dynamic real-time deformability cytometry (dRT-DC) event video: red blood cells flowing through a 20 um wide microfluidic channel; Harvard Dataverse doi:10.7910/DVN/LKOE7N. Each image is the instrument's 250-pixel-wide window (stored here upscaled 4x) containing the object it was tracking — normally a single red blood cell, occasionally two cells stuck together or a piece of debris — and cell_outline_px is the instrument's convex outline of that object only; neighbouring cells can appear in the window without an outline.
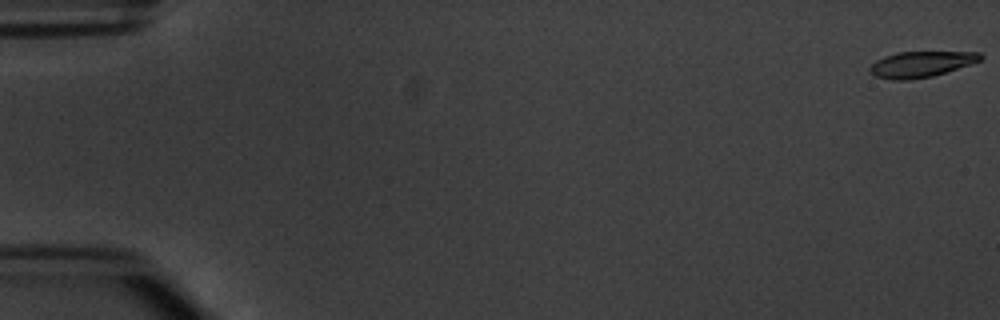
{"species": "common noctule bat (a hibernating species)", "species_latin": "Nyctalus noctula", "temperature_condition": "warm", "stored_images_in_passage": 6, "camera_frame_rate_fps": 3000, "um_per_image_px": 0.085, "animal": {"sex": "male", "body_mass_g": 20.1, "forearm_length_mm": 53.5}, "frame": {"image": 1, "passage_image": 1, "time_ms": 0.0, "image_size_px": [1000, 320], "cell_outline_px": [[984, 56], [980, 60], [932, 76], [908, 80], [892, 80], [876, 76], [868, 72], [868, 68], [876, 60], [884, 56], [896, 52], [980, 52]], "centroid_in_image_um": [78.22, 5.45], "position_along_channel_um": 6.8, "area_um2": 16.47}}
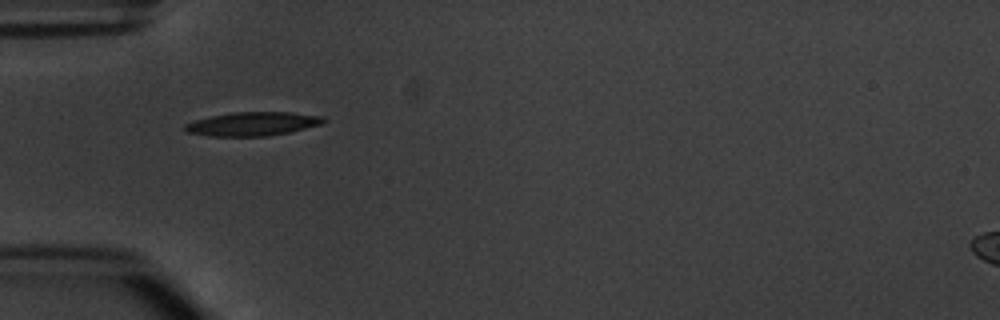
{"frame": {"image": 2, "passage_image": 5, "time_ms": 5.667, "image_size_px": [1000, 320], "cell_outline_px": [[328, 120], [320, 124], [288, 132], [268, 136], [208, 136], [188, 132], [184, 128], [184, 124], [196, 120], [212, 116], [232, 112], [292, 112], [324, 116]], "centroid_in_image_um": [21.49, 10.52], "position_along_channel_um": 63.5, "area_um2": 19.07}}